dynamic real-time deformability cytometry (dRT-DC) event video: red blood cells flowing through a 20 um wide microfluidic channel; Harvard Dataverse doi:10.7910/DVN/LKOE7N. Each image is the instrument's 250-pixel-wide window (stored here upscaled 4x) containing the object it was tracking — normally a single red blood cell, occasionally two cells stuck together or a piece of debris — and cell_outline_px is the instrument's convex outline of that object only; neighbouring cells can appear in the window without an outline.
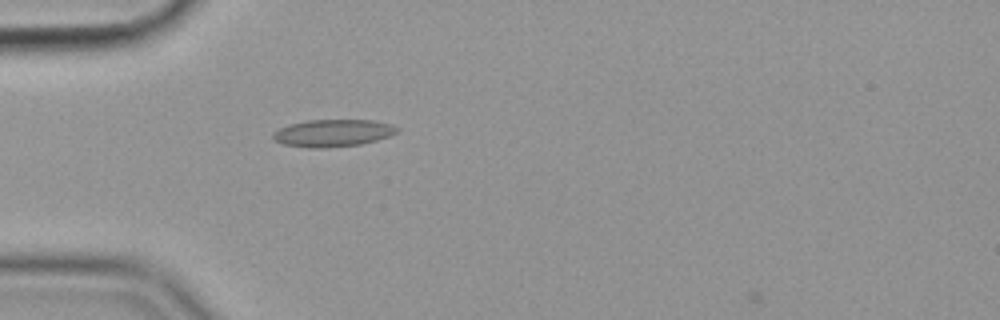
{"species": "common noctule bat (a hibernating species)", "species_latin": "Nyctalus noctula", "temperature_condition": "cold", "stored_images_in_passage": 40, "camera_frame_rate_fps": 3000, "um_per_image_px": 0.085, "animal": {"sex": "female", "body_mass_g": 19.9}, "frame": {"image": 1, "passage_image": 1, "time_ms": 0.0, "image_size_px": [1000, 320], "cell_outline_px": [[400, 128], [396, 132], [388, 136], [376, 140], [360, 144], [324, 148], [308, 148], [284, 144], [276, 140], [272, 136], [272, 132], [288, 124], [308, 120], [372, 120], [392, 124]], "centroid_in_image_um": [28.28, 11.3], "position_along_channel_um": 56.7, "area_um2": 19.65}}
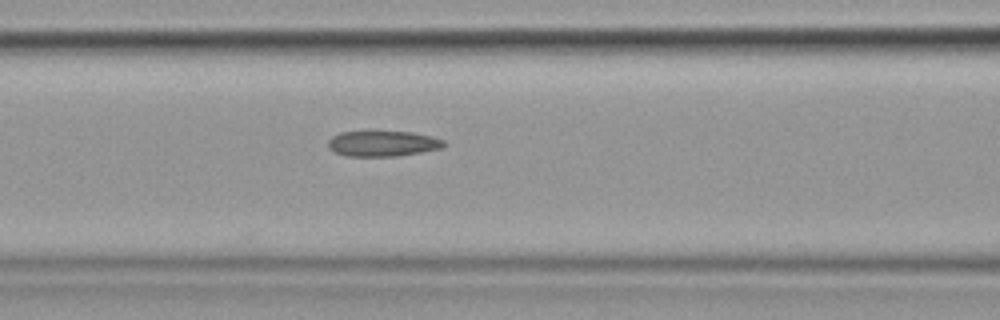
{"frame": {"image": 2, "passage_image": 8, "time_ms": 2.333, "image_size_px": [1000, 320], "cell_outline_px": [[448, 144], [444, 148], [396, 156], [348, 156], [336, 152], [328, 148], [328, 140], [332, 136], [340, 132], [368, 128], [412, 132], [432, 136], [444, 140]], "centroid_in_image_um": [32.53, 12.14], "position_along_channel_um": 134.1, "area_um2": 18.26}}
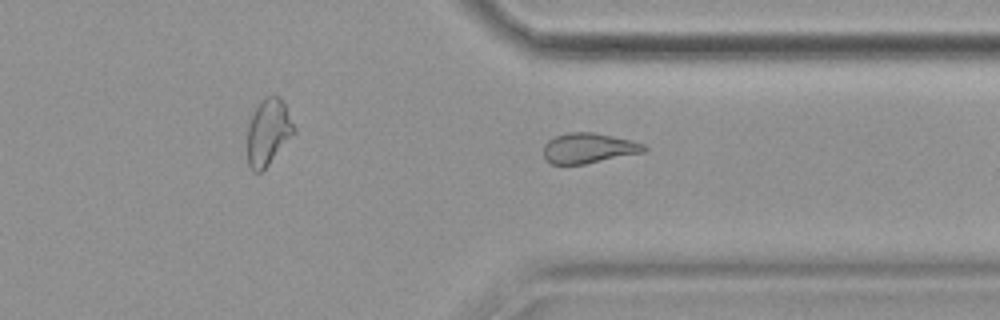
{"frame": {"image": 3, "passage_image": 27, "time_ms": 8.667, "image_size_px": [1000, 320], "cell_outline_px": [[648, 148], [644, 152], [584, 164], [552, 164], [544, 160], [544, 144], [548, 140], [556, 136], [568, 132], [592, 132], [632, 140], [644, 144]], "centroid_in_image_um": [50.01, 12.59], "position_along_channel_um": 361.4, "area_um2": 17.69}, "authors_computed_cell_mechanics": {"area_um2": 17.8024, "velocity_mm_per_s": 3.5859, "shape_relaxation_time_tau1_ms": null, "shape_relaxation_time_tau2_ms": 3.4739, "deformation_change_tau1": null, "deformation_change_tau2": 0.1124}}